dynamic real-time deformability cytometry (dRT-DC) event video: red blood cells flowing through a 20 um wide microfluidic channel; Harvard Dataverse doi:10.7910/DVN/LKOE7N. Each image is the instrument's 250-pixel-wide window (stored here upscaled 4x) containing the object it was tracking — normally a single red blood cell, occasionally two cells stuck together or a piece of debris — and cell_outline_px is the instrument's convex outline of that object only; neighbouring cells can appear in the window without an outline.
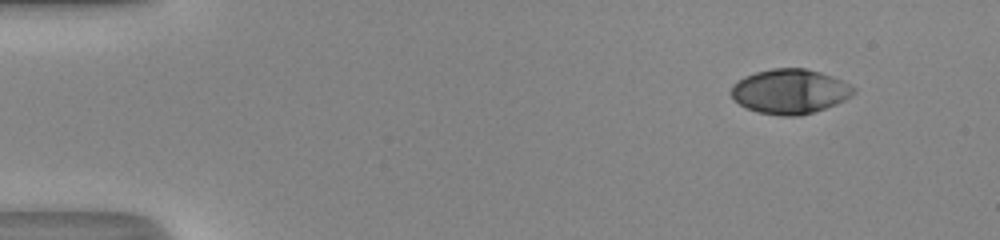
{"species": "human", "species_latin": "Homo sapiens", "temperature_condition": "room temperature", "stored_images_in_passage": 46, "camera_frame_rate_fps": 3000, "um_per_image_px": 0.085, "donor": {"sex": "male"}, "frame": {"image": 1, "passage_image": 1, "time_ms": 0.0, "image_size_px": [1000, 240], "cell_outline_px": [[856, 92], [844, 100], [836, 104], [800, 116], [780, 116], [756, 112], [740, 104], [732, 96], [732, 84], [744, 76], [756, 72], [772, 68], [804, 68], [820, 72], [832, 76], [856, 88]], "centroid_in_image_um": [67.14, 7.77], "position_along_channel_um": 17.9, "area_um2": 31.73}}
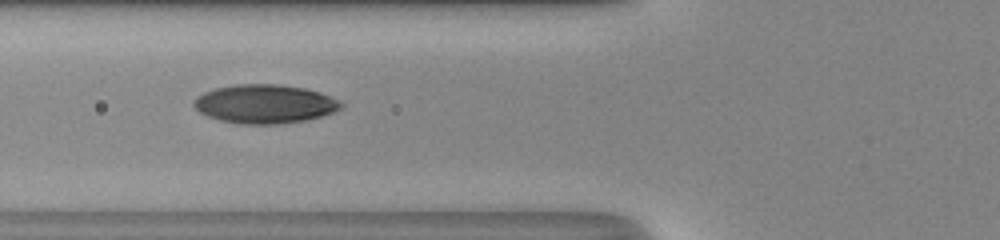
{"frame": {"image": 2, "passage_image": 16, "time_ms": 5.0, "image_size_px": [1000, 240], "cell_outline_px": [[344, 108], [320, 116], [304, 120], [276, 124], [240, 124], [220, 120], [208, 116], [200, 112], [192, 104], [196, 96], [204, 92], [216, 88], [236, 84], [276, 84], [304, 88], [320, 92], [340, 100], [344, 104]], "centroid_in_image_um": [22.51, 8.83], "position_along_channel_um": 103.3, "area_um2": 33.23}}
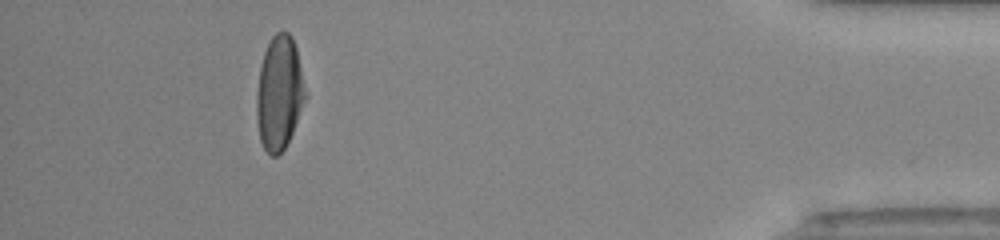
{"frame": {"image": 3, "passage_image": 42, "time_ms": 13.667, "image_size_px": [1000, 240], "cell_outline_px": [[304, 100], [292, 132], [284, 148], [276, 156], [272, 156], [264, 148], [260, 140], [256, 116], [256, 92], [260, 68], [264, 52], [272, 36], [276, 32], [288, 32], [292, 36], [296, 48], [300, 68], [304, 92]], "centroid_in_image_um": [23.69, 7.89], "position_along_channel_um": 411.5, "area_um2": 31.56}, "authors_computed_cell_mechanics": {"area_um2": 32.2524, "velocity_mm_per_s": 4.2111, "shape_relaxation_time_tau1_ms": 4.6045, "shape_relaxation_time_tau2_ms": 0.9092, "deformation_change_tau1": 0.225, "deformation_change_tau2": 0.0333}}